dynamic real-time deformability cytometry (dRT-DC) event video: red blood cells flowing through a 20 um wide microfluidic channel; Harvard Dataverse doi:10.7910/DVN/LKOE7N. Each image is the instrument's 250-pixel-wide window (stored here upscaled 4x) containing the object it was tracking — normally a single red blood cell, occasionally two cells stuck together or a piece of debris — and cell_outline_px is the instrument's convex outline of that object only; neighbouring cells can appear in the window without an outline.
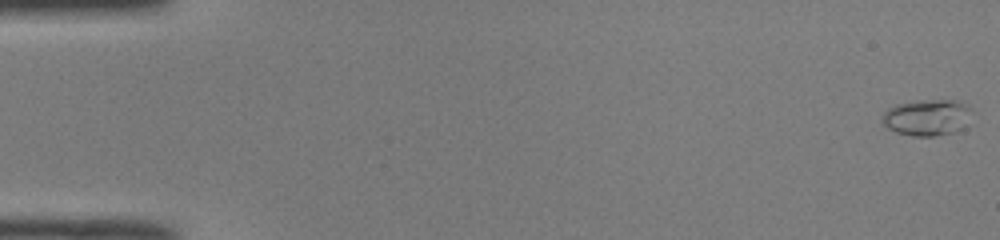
{"species": "common noctule bat (a hibernating species)", "species_latin": "Nyctalus noctula", "temperature_condition": "room temperature", "stored_images_in_passage": 51, "camera_frame_rate_fps": 3000, "um_per_image_px": 0.085, "animal": {"sex": "male", "body_mass_g": 19.0, "forearm_length_mm": 50.8}, "frame": {"image": 1, "passage_image": 1, "time_ms": 0.0, "image_size_px": [1000, 240], "cell_outline_px": [[972, 108], [964, 128], [952, 132], [936, 136], [912, 136], [896, 132], [888, 128], [880, 120], [884, 112], [888, 108], [896, 104], [920, 100], [956, 100], [968, 104]], "centroid_in_image_um": [78.79, 9.97], "position_along_channel_um": 6.2, "area_um2": 19.07}}
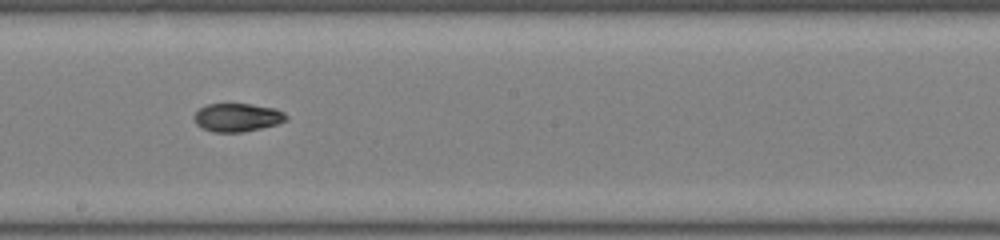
{"frame": {"image": 2, "passage_image": 29, "time_ms": 9.333, "image_size_px": [1000, 240], "cell_outline_px": [[288, 120], [276, 124], [244, 132], [212, 132], [196, 124], [192, 116], [200, 108], [208, 104], [252, 104], [276, 108], [284, 112], [288, 116]], "centroid_in_image_um": [20.19, 9.98], "position_along_channel_um": 228.0, "area_um2": 15.26}}
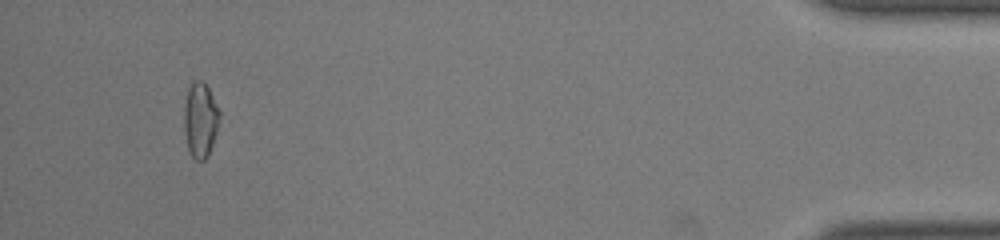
{"frame": {"image": 3, "passage_image": 48, "time_ms": 15.667, "image_size_px": [1000, 240], "cell_outline_px": [[220, 116], [216, 132], [208, 156], [204, 160], [196, 160], [188, 152], [184, 132], [184, 104], [188, 88], [192, 80], [200, 80], [208, 88], [220, 112]], "centroid_in_image_um": [17.0, 10.2], "position_along_channel_um": 418.2, "area_um2": 15.49}, "authors_computed_cell_mechanics": {"area_um2": 15.2592, "velocity_mm_per_s": 4.0945, "shape_relaxation_time_tau1_ms": 10.4456, "shape_relaxation_time_tau2_ms": 4.2286, "deformation_change_tau1": 0.2338, "deformation_change_tau2": 0.102}}